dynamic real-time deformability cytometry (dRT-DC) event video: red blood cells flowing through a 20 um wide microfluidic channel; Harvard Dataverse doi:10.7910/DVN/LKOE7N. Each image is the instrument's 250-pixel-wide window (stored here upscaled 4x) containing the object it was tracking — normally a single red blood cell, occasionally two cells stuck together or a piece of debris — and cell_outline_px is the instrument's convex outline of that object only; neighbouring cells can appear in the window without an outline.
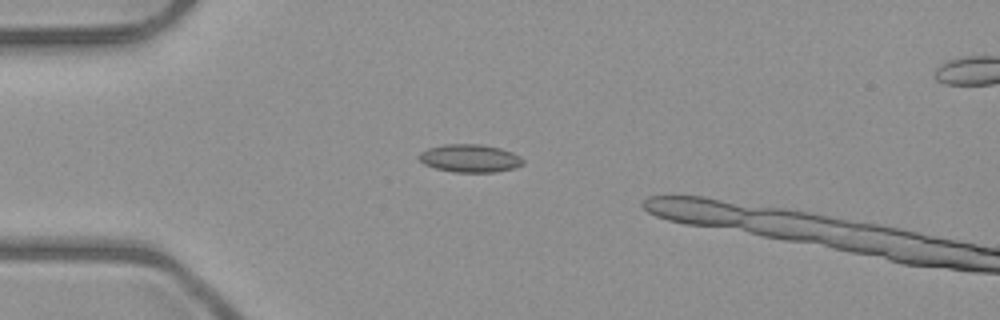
{"species": "common noctule bat (a hibernating species)", "species_latin": "Nyctalus noctula", "temperature_condition": "room temperature", "stored_images_in_passage": 3, "camera_frame_rate_fps": 3000, "um_per_image_px": 0.085, "animal": {"sex": "male", "body_mass_g": 23.1, "forearm_length_mm": 52.7}, "frame": {"image": 1, "passage_image": 2, "time_ms": 1.333, "image_size_px": [1000, 320], "cell_outline_px": [[524, 164], [516, 168], [496, 172], [452, 172], [436, 168], [424, 164], [416, 156], [420, 152], [428, 148], [444, 144], [480, 144], [500, 148], [512, 152], [520, 156], [524, 160]], "centroid_in_image_um": [39.95, 13.46], "position_along_channel_um": 45.1, "area_um2": 17.11}}